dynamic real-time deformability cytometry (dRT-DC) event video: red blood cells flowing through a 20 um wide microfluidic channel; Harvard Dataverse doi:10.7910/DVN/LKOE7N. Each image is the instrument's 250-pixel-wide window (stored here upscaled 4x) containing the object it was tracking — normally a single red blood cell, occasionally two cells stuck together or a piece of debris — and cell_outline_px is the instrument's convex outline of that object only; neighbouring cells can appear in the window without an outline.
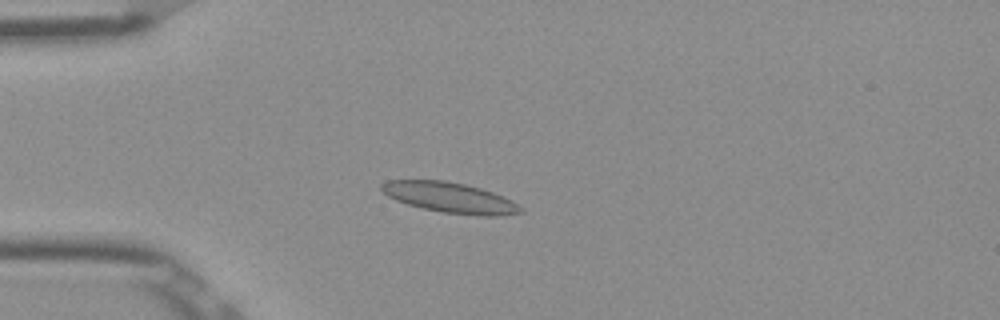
{"species": "Egyptian fruit bat (a non-hibernating species)", "species_latin": "Rousettus aegyptiacus", "temperature_condition": "room temperature", "stored_images_in_passage": 52, "camera_frame_rate_fps": 3000, "um_per_image_px": 0.085, "frame": {"image": 1, "passage_image": 14, "time_ms": 4.333, "image_size_px": [1000, 320], "cell_outline_px": [[524, 212], [500, 216], [476, 216], [440, 212], [408, 204], [396, 200], [388, 196], [380, 188], [380, 184], [388, 180], [444, 180], [464, 184], [480, 188], [492, 192], [512, 200], [524, 208]], "centroid_in_image_um": [38.28, 16.81], "position_along_channel_um": 46.7, "area_um2": 24.74}}
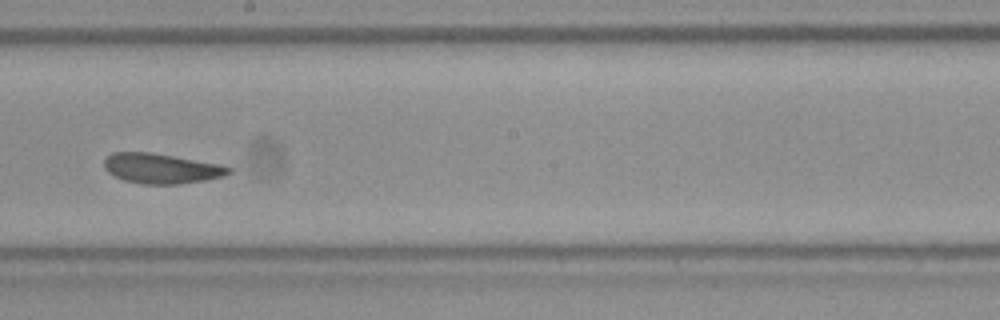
{"frame": {"image": 2, "passage_image": 30, "time_ms": 9.667, "image_size_px": [1000, 320], "cell_outline_px": [[232, 172], [224, 176], [208, 180], [180, 184], [144, 184], [124, 180], [108, 172], [104, 168], [104, 160], [112, 152], [148, 152], [220, 164], [232, 168]], "centroid_in_image_um": [13.73, 14.33], "position_along_channel_um": 234.5, "area_um2": 21.73}}
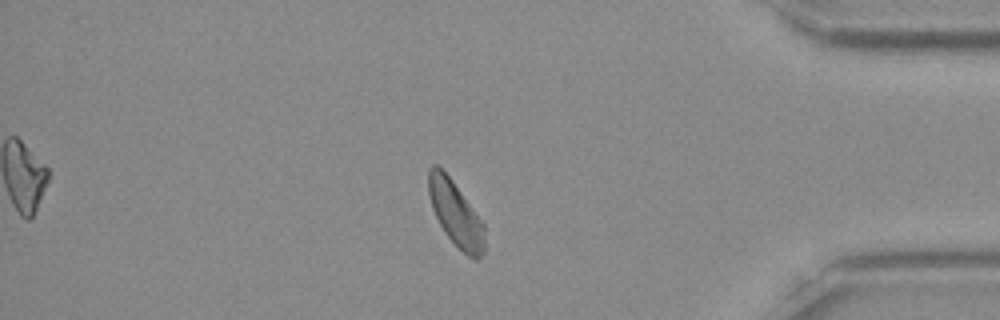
{"frame": {"image": 3, "passage_image": 45, "time_ms": 14.667, "image_size_px": [1000, 320], "cell_outline_px": [[484, 252], [476, 260], [468, 256], [444, 232], [432, 208], [428, 192], [428, 168], [432, 164], [436, 164], [452, 180], [484, 224]], "centroid_in_image_um": [38.71, 18.14], "position_along_channel_um": 396.5, "area_um2": 20.75}, "authors_computed_cell_mechanics": {"area_um2": 21.9062, "velocity_mm_per_s": 3.8555, "shape_relaxation_time_tau1_ms": null, "shape_relaxation_time_tau2_ms": 4.8641, "deformation_change_tau1": null, "deformation_change_tau2": 0.1048}}